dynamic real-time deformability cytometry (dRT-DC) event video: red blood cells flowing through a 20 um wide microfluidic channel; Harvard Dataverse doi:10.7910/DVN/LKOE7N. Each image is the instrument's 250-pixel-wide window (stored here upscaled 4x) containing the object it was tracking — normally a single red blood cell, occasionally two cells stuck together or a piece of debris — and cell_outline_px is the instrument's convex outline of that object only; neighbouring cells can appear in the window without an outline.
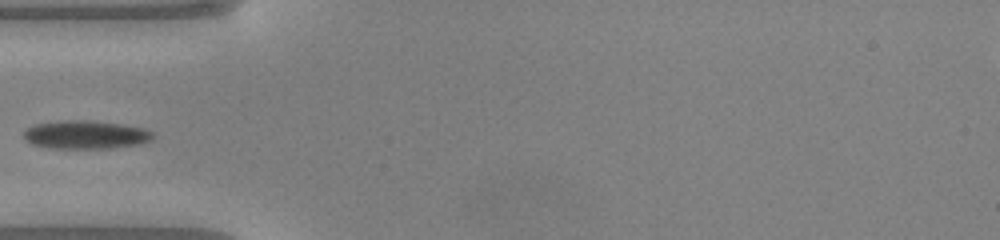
{"species": "common noctule bat (a hibernating species)", "species_latin": "Nyctalus noctula", "temperature_condition": "warm", "stored_images_in_passage": 35, "camera_frame_rate_fps": 3000, "um_per_image_px": 0.085, "animal": {"sex": "male", "body_mass_g": 20.0, "forearm_length_mm": 53.3}, "frame": {"image": 1, "passage_image": 1, "time_ms": 0.0, "image_size_px": [1000, 240], "cell_outline_px": [[156, 136], [152, 140], [140, 144], [112, 148], [48, 148], [32, 144], [24, 140], [24, 132], [28, 128], [36, 124], [64, 120], [88, 120], [124, 124], [144, 128], [152, 132]], "centroid_in_image_um": [7.32, 11.45], "position_along_channel_um": 77.7, "area_um2": 21.5}}
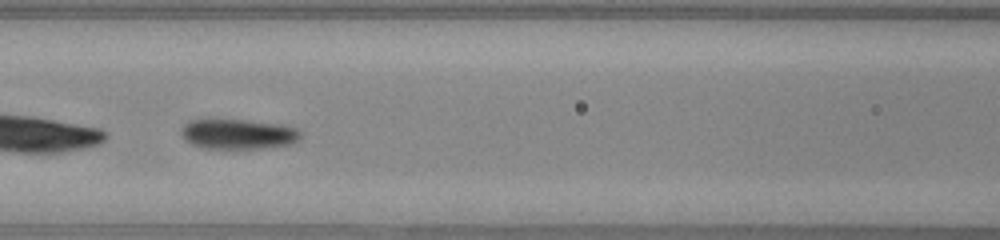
{"frame": {"image": 2, "passage_image": 6, "time_ms": 1.667, "image_size_px": [1000, 240], "cell_outline_px": [[300, 140], [292, 144], [264, 148], [200, 148], [192, 144], [180, 132], [184, 124], [188, 120], [244, 120], [280, 124], [296, 128], [300, 132]], "centroid_in_image_um": [20.27, 11.4], "position_along_channel_um": 146.3, "area_um2": 20.75}}
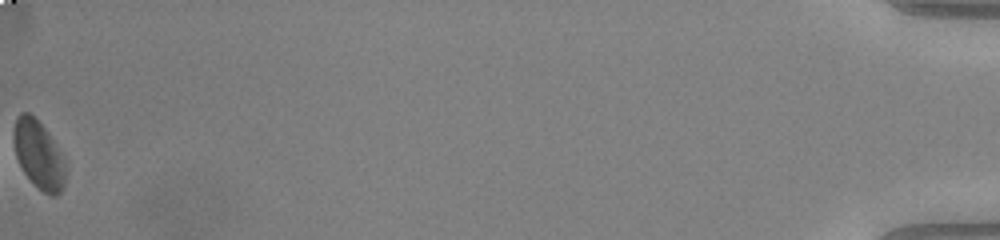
{"frame": {"image": 3, "passage_image": 35, "time_ms": 11.333, "image_size_px": [1000, 240], "cell_outline_px": [[68, 168], [64, 184], [60, 192], [56, 196], [52, 196], [44, 192], [24, 172], [16, 156], [12, 136], [12, 132], [16, 116], [20, 112], [28, 112], [44, 128], [52, 140]], "centroid_in_image_um": [3.27, 13.14], "position_along_channel_um": 431.9, "area_um2": 20.23}}